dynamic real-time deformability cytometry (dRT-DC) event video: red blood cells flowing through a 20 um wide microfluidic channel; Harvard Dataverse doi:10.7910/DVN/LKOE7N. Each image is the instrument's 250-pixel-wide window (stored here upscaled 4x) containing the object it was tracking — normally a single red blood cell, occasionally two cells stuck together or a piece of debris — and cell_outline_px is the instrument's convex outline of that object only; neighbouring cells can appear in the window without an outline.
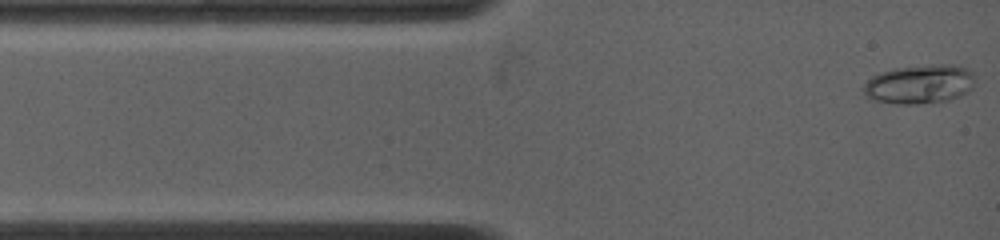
{"species": "common noctule bat (a hibernating species)", "species_latin": "Nyctalus noctula", "temperature_condition": "warm", "stored_images_in_passage": 66, "camera_frame_rate_fps": 4500, "um_per_image_px": 0.085, "animal": {"sex": "female", "body_mass_g": 19.0, "forearm_length_mm": 53.3}, "frame": {"image": 1, "passage_image": 1, "time_ms": 0.0, "image_size_px": [1000, 240], "cell_outline_px": [[972, 88], [968, 92], [960, 96], [948, 100], [916, 104], [896, 104], [872, 100], [864, 96], [864, 84], [872, 76], [880, 72], [896, 68], [940, 64], [948, 64], [964, 68], [972, 72]], "centroid_in_image_um": [78.11, 7.17], "position_along_channel_um": 6.9, "area_um2": 25.14}}
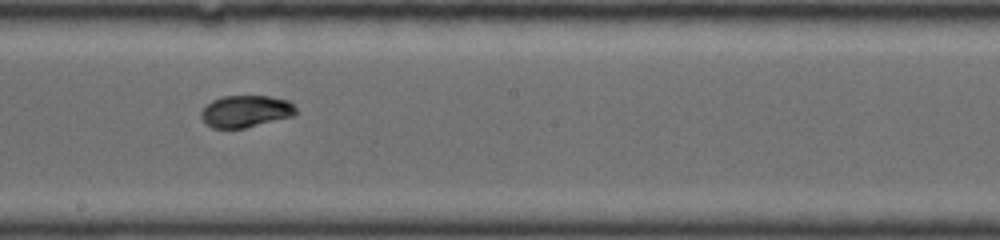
{"frame": {"image": 2, "passage_image": 38, "time_ms": 6.889, "image_size_px": [1000, 240], "cell_outline_px": [[296, 112], [292, 116], [244, 128], [212, 128], [204, 124], [200, 116], [200, 112], [212, 100], [224, 96], [268, 96], [288, 100], [296, 108]], "centroid_in_image_um": [20.84, 9.46], "position_along_channel_um": 227.4, "area_um2": 17.57}}
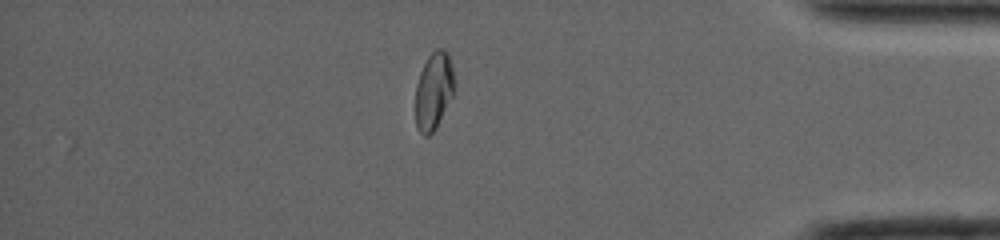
{"frame": {"image": 3, "passage_image": 66, "time_ms": 12.222, "image_size_px": [1000, 240], "cell_outline_px": [[452, 96], [436, 128], [428, 136], [424, 136], [420, 132], [416, 124], [416, 84], [420, 72], [428, 56], [436, 48], [444, 48], [448, 52], [452, 68]], "centroid_in_image_um": [36.84, 7.71], "position_along_channel_um": 398.4, "area_um2": 17.17}, "authors_computed_cell_mechanics": {"area_um2": 17.8602, "velocity_mm_per_s": 3.8846, "shape_relaxation_time_tau1_ms": 3.8159, "shape_relaxation_time_tau2_ms": 1.1695, "deformation_change_tau1": 0.1661, "deformation_change_tau2": 0.029}}